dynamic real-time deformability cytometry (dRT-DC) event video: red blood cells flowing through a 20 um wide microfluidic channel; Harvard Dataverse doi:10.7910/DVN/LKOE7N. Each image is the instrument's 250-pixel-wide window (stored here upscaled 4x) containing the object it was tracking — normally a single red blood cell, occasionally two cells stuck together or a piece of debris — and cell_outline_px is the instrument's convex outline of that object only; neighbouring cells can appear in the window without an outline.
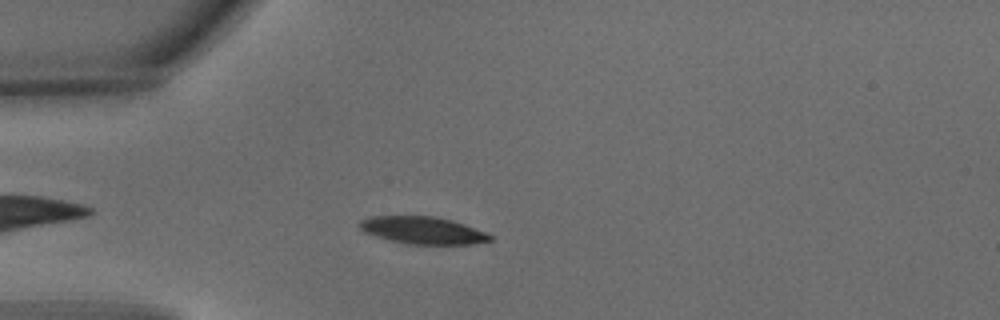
{"species": "common noctule bat (a hibernating species)", "species_latin": "Nyctalus noctula", "temperature_condition": "warm", "stored_images_in_passage": 5, "camera_frame_rate_fps": 3000, "um_per_image_px": 0.085, "animal": {"sex": "male", "body_mass_g": 15.6}, "frame": {"image": 1, "passage_image": 5, "time_ms": 1.333, "image_size_px": [1000, 320], "cell_outline_px": [[492, 240], [472, 244], [408, 244], [388, 240], [364, 232], [360, 228], [360, 220], [368, 216], [436, 216], [452, 220], [464, 224], [484, 232], [492, 236]], "centroid_in_image_um": [35.9, 19.57], "position_along_channel_um": 49.1, "area_um2": 20.69}}